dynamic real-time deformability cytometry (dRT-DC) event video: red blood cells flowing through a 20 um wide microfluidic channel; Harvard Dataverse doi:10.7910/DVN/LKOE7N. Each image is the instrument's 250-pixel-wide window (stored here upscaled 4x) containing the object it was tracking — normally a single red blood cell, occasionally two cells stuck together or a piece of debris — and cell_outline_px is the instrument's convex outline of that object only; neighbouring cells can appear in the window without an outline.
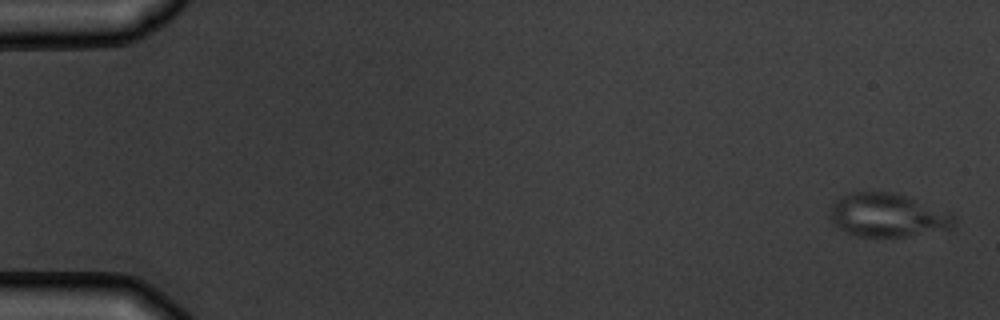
{"species": "common noctule bat (a hibernating species)", "species_latin": "Nyctalus noctula", "temperature_condition": "warm", "stored_images_in_passage": 10, "camera_frame_rate_fps": 3000, "um_per_image_px": 0.085, "animal": {"sex": "male", "body_mass_g": 19.5, "forearm_length_mm": 54.6}, "frame": {"image": 1, "passage_image": 1, "time_ms": 0.0, "image_size_px": [1000, 320], "cell_outline_px": [[956, 224], [952, 228], [904, 236], [856, 236], [840, 228], [832, 220], [832, 204], [836, 200], [852, 192], [896, 192], [952, 212], [956, 216]], "centroid_in_image_um": [75.53, 18.28], "position_along_channel_um": 9.5, "area_um2": 31.15}}
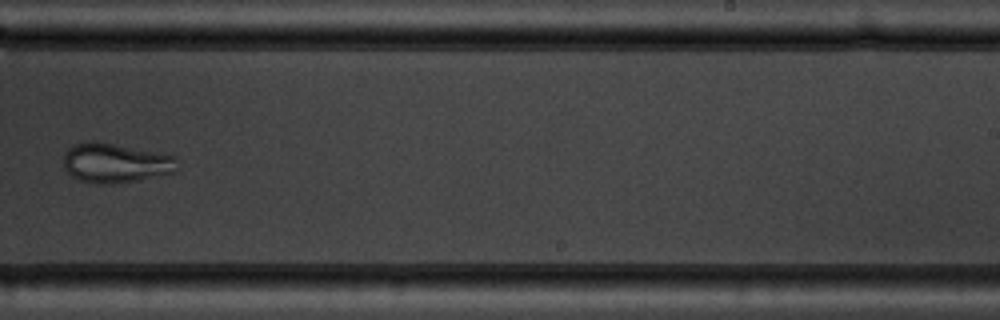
{"frame": {"image": 2, "passage_image": 10, "time_ms": 11.333, "image_size_px": [1000, 320], "cell_outline_px": [[176, 172], [140, 180], [112, 184], [96, 184], [80, 180], [72, 176], [64, 168], [64, 152], [72, 144], [88, 140], [112, 144], [176, 156]], "centroid_in_image_um": [9.78, 13.86], "position_along_channel_um": 279.2, "area_um2": 26.18}}